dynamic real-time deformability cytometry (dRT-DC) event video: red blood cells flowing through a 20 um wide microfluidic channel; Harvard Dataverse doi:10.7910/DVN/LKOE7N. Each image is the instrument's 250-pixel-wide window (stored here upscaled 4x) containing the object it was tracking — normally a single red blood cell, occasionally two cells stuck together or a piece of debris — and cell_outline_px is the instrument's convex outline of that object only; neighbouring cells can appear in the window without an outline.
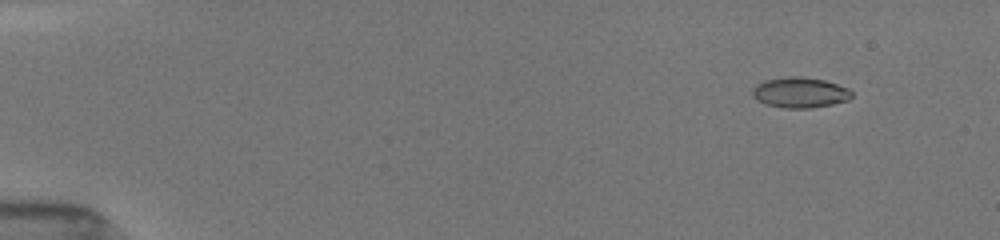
{"species": "common noctule bat (a hibernating species)", "species_latin": "Nyctalus noctula", "temperature_condition": "room temperature", "stored_images_in_passage": 17, "camera_frame_rate_fps": 3000, "um_per_image_px": 0.085, "animal": {"sex": "female", "body_mass_g": 19.5, "forearm_length_mm": 54.1}, "frame": {"image": 1, "passage_image": 4, "time_ms": 1.0, "image_size_px": [1000, 240], "cell_outline_px": [[852, 96], [848, 100], [832, 104], [812, 108], [784, 108], [764, 104], [756, 100], [752, 96], [752, 88], [756, 84], [764, 80], [788, 76], [800, 76], [824, 80], [848, 88], [852, 92]], "centroid_in_image_um": [67.95, 7.86], "position_along_channel_um": 17.0, "area_um2": 17.8}}
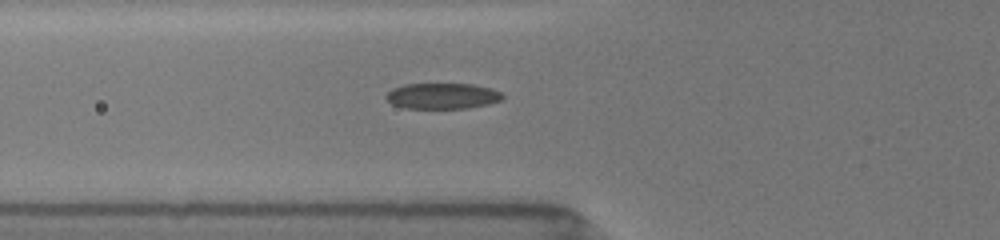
{"frame": {"image": 2, "passage_image": 13, "time_ms": 4.0, "image_size_px": [1000, 240], "cell_outline_px": [[504, 96], [500, 100], [488, 104], [468, 108], [404, 108], [392, 104], [384, 96], [392, 88], [404, 84], [472, 84], [492, 88], [500, 92]], "centroid_in_image_um": [37.59, 8.15], "position_along_channel_um": 88.2, "area_um2": 17.51}}
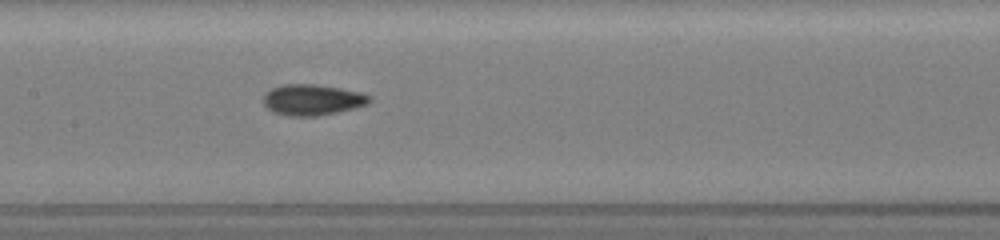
{"frame": {"image": 3, "passage_image": 17, "time_ms": 5.333, "image_size_px": [1000, 240], "cell_outline_px": [[372, 100], [368, 104], [356, 108], [316, 116], [288, 116], [272, 112], [264, 104], [264, 92], [272, 88], [284, 84], [312, 84], [340, 88], [360, 92], [372, 96]], "centroid_in_image_um": [26.56, 8.48], "position_along_channel_um": 180.8, "area_um2": 19.19}}